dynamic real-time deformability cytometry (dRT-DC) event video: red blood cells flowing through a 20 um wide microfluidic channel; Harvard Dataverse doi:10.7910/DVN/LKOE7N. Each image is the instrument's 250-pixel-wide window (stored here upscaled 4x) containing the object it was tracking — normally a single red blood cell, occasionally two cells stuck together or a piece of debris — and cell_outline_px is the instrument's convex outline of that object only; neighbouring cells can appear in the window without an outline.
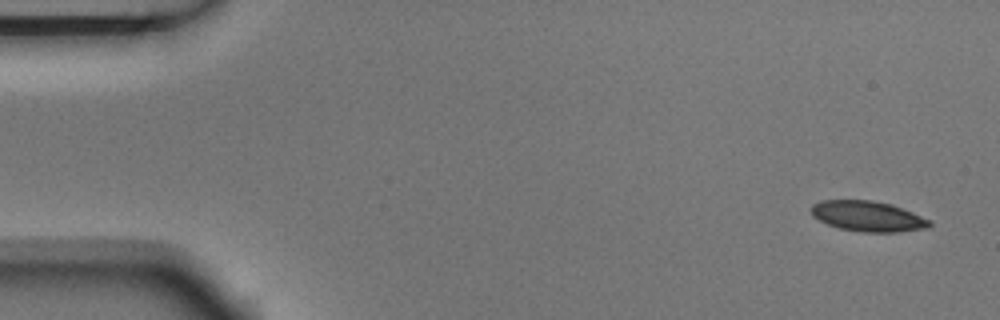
{"species": "Egyptian fruit bat (a non-hibernating species)", "species_latin": "Rousettus aegyptiacus", "temperature_condition": "room temperature", "stored_images_in_passage": 5, "camera_frame_rate_fps": 3000, "um_per_image_px": 0.085, "animal": {"sex": "male"}, "frame": {"image": 1, "passage_image": 1, "time_ms": 0.0, "image_size_px": [1000, 320], "cell_outline_px": [[932, 224], [928, 228], [896, 232], [860, 232], [840, 228], [828, 224], [812, 216], [812, 204], [820, 200], [872, 200], [888, 204], [900, 208], [932, 220]], "centroid_in_image_um": [73.76, 18.38], "position_along_channel_um": 11.2, "area_um2": 20.81}}